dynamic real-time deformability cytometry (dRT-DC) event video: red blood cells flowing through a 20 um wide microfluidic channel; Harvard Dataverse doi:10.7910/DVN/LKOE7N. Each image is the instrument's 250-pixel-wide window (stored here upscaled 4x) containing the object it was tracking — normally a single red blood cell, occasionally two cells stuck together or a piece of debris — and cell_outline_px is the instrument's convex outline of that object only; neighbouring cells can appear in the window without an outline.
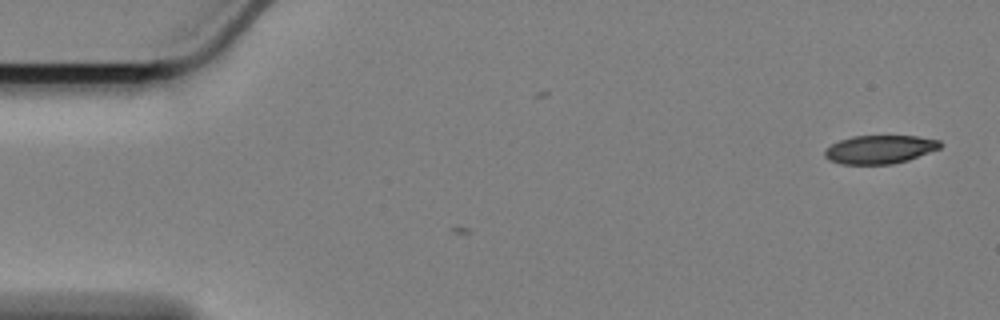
{"species": "Egyptian fruit bat (a non-hibernating species)", "species_latin": "Rousettus aegyptiacus", "temperature_condition": "cold", "stored_images_in_passage": 4, "camera_frame_rate_fps": 3000, "um_per_image_px": 0.085, "animal": {"sex": "female"}, "frame": {"image": 1, "passage_image": 4, "time_ms": 1.0, "image_size_px": [1000, 320], "cell_outline_px": [[940, 148], [908, 160], [892, 164], [840, 164], [828, 160], [824, 156], [824, 148], [840, 140], [852, 136], [916, 136], [940, 140]], "centroid_in_image_um": [74.73, 12.7], "position_along_channel_um": 10.3, "area_um2": 19.13}}